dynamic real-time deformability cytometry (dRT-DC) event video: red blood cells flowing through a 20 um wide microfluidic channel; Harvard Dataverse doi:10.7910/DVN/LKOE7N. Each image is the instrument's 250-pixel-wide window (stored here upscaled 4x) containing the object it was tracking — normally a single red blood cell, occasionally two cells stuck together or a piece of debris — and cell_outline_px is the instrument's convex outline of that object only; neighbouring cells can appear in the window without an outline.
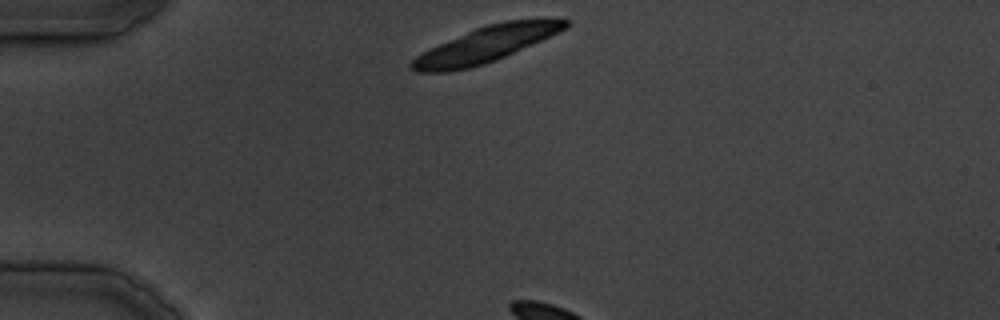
{"species": "common noctule bat (a hibernating species)", "species_latin": "Nyctalus noctula", "temperature_condition": "cold", "stored_images_in_passage": 4, "camera_frame_rate_fps": 3000, "um_per_image_px": 0.085, "animal": {"sex": "male", "body_mass_g": 19.5, "forearm_length_mm": 54.6}, "frame": {"image": 1, "passage_image": 1, "time_ms": 0.0, "image_size_px": [1000, 320], "cell_outline_px": [[568, 28], [496, 60], [484, 64], [468, 68], [448, 72], [416, 72], [408, 68], [408, 64], [416, 56], [440, 44], [476, 28], [488, 24], [504, 20], [568, 20]], "centroid_in_image_um": [41.24, 3.81], "position_along_channel_um": 43.8, "area_um2": 31.15}}